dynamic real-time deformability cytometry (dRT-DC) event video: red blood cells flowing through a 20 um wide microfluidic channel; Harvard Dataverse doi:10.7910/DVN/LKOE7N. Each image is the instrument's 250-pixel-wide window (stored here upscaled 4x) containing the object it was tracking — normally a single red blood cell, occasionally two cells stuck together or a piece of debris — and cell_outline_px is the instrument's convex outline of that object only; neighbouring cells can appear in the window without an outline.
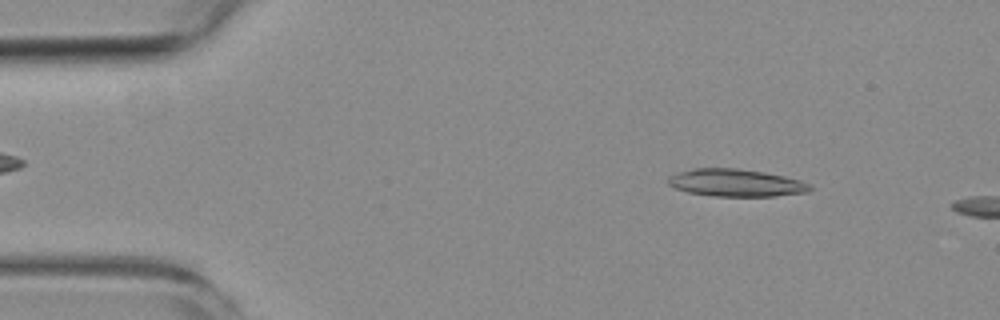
{"species": "common noctule bat (a hibernating species)", "species_latin": "Nyctalus noctula", "temperature_condition": "room temperature", "stored_images_in_passage": 2, "camera_frame_rate_fps": 3000, "um_per_image_px": 0.085, "animal": {"sex": "female", "body_mass_g": 19.3, "forearm_length_mm": 54.1}, "frame": {"image": 1, "passage_image": 1, "time_ms": 0.0, "image_size_px": [1000, 320], "cell_outline_px": [[812, 188], [808, 192], [776, 196], [716, 196], [688, 192], [676, 188], [668, 184], [668, 176], [692, 168], [736, 168], [764, 172], [784, 176], [800, 180], [812, 184]], "centroid_in_image_um": [62.58, 15.54], "position_along_channel_um": 22.4, "area_um2": 22.66}}